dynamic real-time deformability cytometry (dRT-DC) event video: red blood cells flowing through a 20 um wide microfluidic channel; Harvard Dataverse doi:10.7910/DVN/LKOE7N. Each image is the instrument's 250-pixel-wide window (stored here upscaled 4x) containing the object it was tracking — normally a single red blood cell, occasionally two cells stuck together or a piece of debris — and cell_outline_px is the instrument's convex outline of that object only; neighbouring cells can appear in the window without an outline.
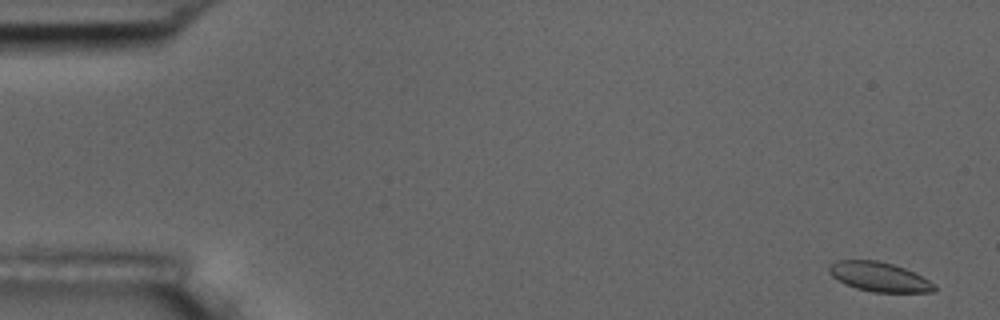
{"species": "common noctule bat (a hibernating species)", "species_latin": "Nyctalus noctula", "temperature_condition": "room temperature", "stored_images_in_passage": 5, "camera_frame_rate_fps": 3000, "um_per_image_px": 0.085, "animal": {"sex": "male", "body_mass_g": 17.5, "forearm_length_mm": 52.3}, "frame": {"image": 1, "passage_image": 5, "time_ms": 1.333, "image_size_px": [1000, 320], "cell_outline_px": [[936, 292], [872, 292], [856, 288], [844, 284], [832, 276], [828, 272], [828, 268], [836, 260], [880, 260], [904, 268], [936, 284]], "centroid_in_image_um": [74.72, 23.53], "position_along_channel_um": 10.3, "area_um2": 18.03}}